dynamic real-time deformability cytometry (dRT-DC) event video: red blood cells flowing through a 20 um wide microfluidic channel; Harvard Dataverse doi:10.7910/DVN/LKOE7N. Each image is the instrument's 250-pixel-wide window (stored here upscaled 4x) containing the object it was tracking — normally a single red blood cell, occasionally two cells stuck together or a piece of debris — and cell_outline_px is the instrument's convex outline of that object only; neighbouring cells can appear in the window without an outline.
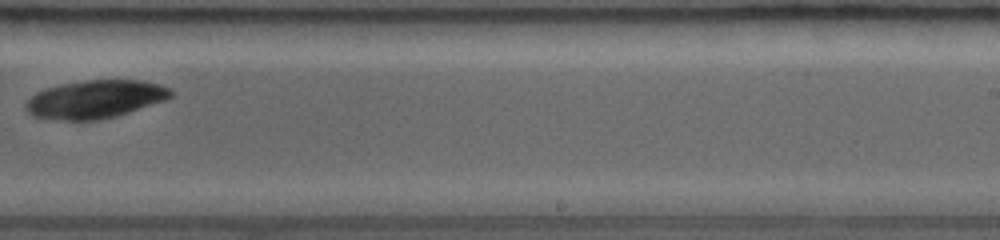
{"species": "common noctule bat (a hibernating species)", "species_latin": "Nyctalus noctula", "temperature_condition": "room temperature", "stored_images_in_passage": 9, "camera_frame_rate_fps": 3000, "um_per_image_px": 0.085, "animal": {"sex": "female", "body_mass_g": 19.0, "forearm_length_mm": 53.3}, "frame": {"image": 1, "passage_image": 9, "time_ms": 2.667, "image_size_px": [1000, 240], "cell_outline_px": [[172, 96], [164, 100], [116, 116], [100, 120], [44, 120], [32, 116], [24, 108], [24, 104], [36, 92], [60, 84], [84, 80], [144, 80], [160, 84], [172, 88]], "centroid_in_image_um": [8.06, 8.44], "position_along_channel_um": 280.9, "area_um2": 32.43}}